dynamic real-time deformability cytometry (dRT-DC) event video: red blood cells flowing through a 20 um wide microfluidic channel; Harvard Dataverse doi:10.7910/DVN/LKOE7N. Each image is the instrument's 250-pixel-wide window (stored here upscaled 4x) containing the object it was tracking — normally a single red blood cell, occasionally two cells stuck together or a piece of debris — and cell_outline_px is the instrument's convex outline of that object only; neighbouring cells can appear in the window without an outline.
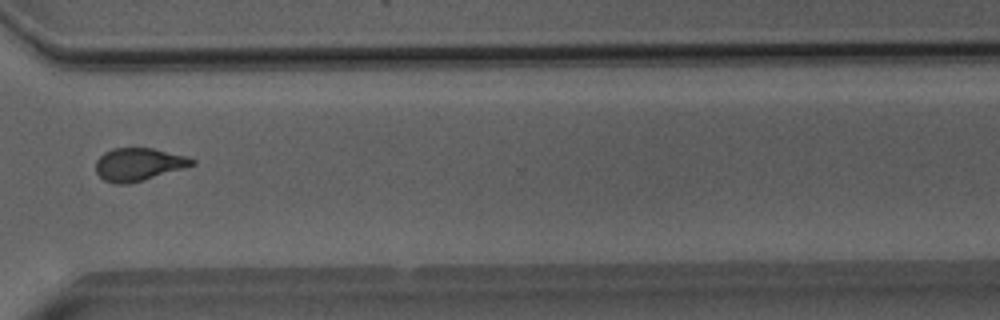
{"species": "Egyptian fruit bat (a non-hibernating species)", "species_latin": "Rousettus aegyptiacus", "temperature_condition": "room temperature", "stored_images_in_passage": 36, "camera_frame_rate_fps": 3000, "um_per_image_px": 0.085, "animal": {"sex": "male"}, "frame": {"image": 1, "passage_image": 26, "time_ms": 8.333, "image_size_px": [1000, 320], "cell_outline_px": [[196, 164], [184, 168], [128, 184], [116, 184], [104, 180], [96, 172], [96, 160], [104, 152], [116, 148], [152, 148], [188, 156], [196, 160]], "centroid_in_image_um": [11.79, 13.96], "position_along_channel_um": 358.8, "area_um2": 18.32}}
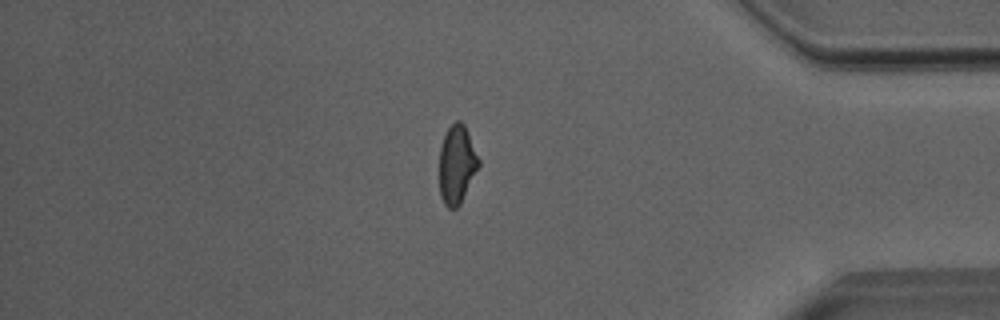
{"frame": {"image": 2, "passage_image": 31, "time_ms": 10.0, "image_size_px": [1000, 320], "cell_outline_px": [[480, 164], [460, 204], [456, 208], [448, 208], [444, 204], [440, 196], [440, 144], [448, 128], [456, 120], [460, 120], [464, 124], [480, 160]], "centroid_in_image_um": [38.82, 13.97], "position_along_channel_um": 396.4, "area_um2": 17.86}}